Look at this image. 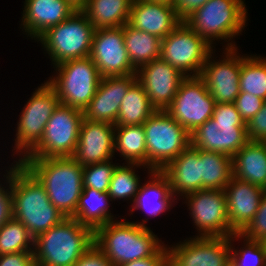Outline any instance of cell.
Returning a JSON list of instances; mask_svg holds the SVG:
<instances>
[{
	"instance_id": "31",
	"label": "cell",
	"mask_w": 266,
	"mask_h": 266,
	"mask_svg": "<svg viewBox=\"0 0 266 266\" xmlns=\"http://www.w3.org/2000/svg\"><path fill=\"white\" fill-rule=\"evenodd\" d=\"M114 152H119L125 164L147 167L146 135L143 125L115 126Z\"/></svg>"
},
{
	"instance_id": "5",
	"label": "cell",
	"mask_w": 266,
	"mask_h": 266,
	"mask_svg": "<svg viewBox=\"0 0 266 266\" xmlns=\"http://www.w3.org/2000/svg\"><path fill=\"white\" fill-rule=\"evenodd\" d=\"M246 8L244 0H209L183 21L210 46L214 47V41L221 39L228 40L224 48H237L232 39L240 36L247 26Z\"/></svg>"
},
{
	"instance_id": "37",
	"label": "cell",
	"mask_w": 266,
	"mask_h": 266,
	"mask_svg": "<svg viewBox=\"0 0 266 266\" xmlns=\"http://www.w3.org/2000/svg\"><path fill=\"white\" fill-rule=\"evenodd\" d=\"M118 164L113 163L110 159L105 162L83 166V188L108 192L112 173Z\"/></svg>"
},
{
	"instance_id": "38",
	"label": "cell",
	"mask_w": 266,
	"mask_h": 266,
	"mask_svg": "<svg viewBox=\"0 0 266 266\" xmlns=\"http://www.w3.org/2000/svg\"><path fill=\"white\" fill-rule=\"evenodd\" d=\"M239 234L249 241L266 243V191L261 198L254 218Z\"/></svg>"
},
{
	"instance_id": "21",
	"label": "cell",
	"mask_w": 266,
	"mask_h": 266,
	"mask_svg": "<svg viewBox=\"0 0 266 266\" xmlns=\"http://www.w3.org/2000/svg\"><path fill=\"white\" fill-rule=\"evenodd\" d=\"M182 20L172 3L156 0H133L128 24L164 39Z\"/></svg>"
},
{
	"instance_id": "7",
	"label": "cell",
	"mask_w": 266,
	"mask_h": 266,
	"mask_svg": "<svg viewBox=\"0 0 266 266\" xmlns=\"http://www.w3.org/2000/svg\"><path fill=\"white\" fill-rule=\"evenodd\" d=\"M94 32L95 28L85 13L75 11L36 40L40 41L54 67L67 60L89 57Z\"/></svg>"
},
{
	"instance_id": "28",
	"label": "cell",
	"mask_w": 266,
	"mask_h": 266,
	"mask_svg": "<svg viewBox=\"0 0 266 266\" xmlns=\"http://www.w3.org/2000/svg\"><path fill=\"white\" fill-rule=\"evenodd\" d=\"M133 0H89L82 10L95 29L118 28L129 21Z\"/></svg>"
},
{
	"instance_id": "27",
	"label": "cell",
	"mask_w": 266,
	"mask_h": 266,
	"mask_svg": "<svg viewBox=\"0 0 266 266\" xmlns=\"http://www.w3.org/2000/svg\"><path fill=\"white\" fill-rule=\"evenodd\" d=\"M108 192H99L92 188H83L79 202L72 218L80 224L88 226L93 231L98 227L115 221V216L111 213V205Z\"/></svg>"
},
{
	"instance_id": "6",
	"label": "cell",
	"mask_w": 266,
	"mask_h": 266,
	"mask_svg": "<svg viewBox=\"0 0 266 266\" xmlns=\"http://www.w3.org/2000/svg\"><path fill=\"white\" fill-rule=\"evenodd\" d=\"M191 145L233 157L249 140L234 103L215 104L212 117L191 134Z\"/></svg>"
},
{
	"instance_id": "12",
	"label": "cell",
	"mask_w": 266,
	"mask_h": 266,
	"mask_svg": "<svg viewBox=\"0 0 266 266\" xmlns=\"http://www.w3.org/2000/svg\"><path fill=\"white\" fill-rule=\"evenodd\" d=\"M212 50L210 44L182 21L162 39L160 58L186 77L199 76Z\"/></svg>"
},
{
	"instance_id": "43",
	"label": "cell",
	"mask_w": 266,
	"mask_h": 266,
	"mask_svg": "<svg viewBox=\"0 0 266 266\" xmlns=\"http://www.w3.org/2000/svg\"><path fill=\"white\" fill-rule=\"evenodd\" d=\"M0 266H35L33 251L0 255Z\"/></svg>"
},
{
	"instance_id": "8",
	"label": "cell",
	"mask_w": 266,
	"mask_h": 266,
	"mask_svg": "<svg viewBox=\"0 0 266 266\" xmlns=\"http://www.w3.org/2000/svg\"><path fill=\"white\" fill-rule=\"evenodd\" d=\"M53 68L56 75L50 76L46 82L55 90L60 104L83 111L102 78L93 60L90 57L72 59Z\"/></svg>"
},
{
	"instance_id": "10",
	"label": "cell",
	"mask_w": 266,
	"mask_h": 266,
	"mask_svg": "<svg viewBox=\"0 0 266 266\" xmlns=\"http://www.w3.org/2000/svg\"><path fill=\"white\" fill-rule=\"evenodd\" d=\"M26 102L17 122L14 139L13 150L19 155L18 162L39 143L48 120L60 104L55 90L45 81Z\"/></svg>"
},
{
	"instance_id": "35",
	"label": "cell",
	"mask_w": 266,
	"mask_h": 266,
	"mask_svg": "<svg viewBox=\"0 0 266 266\" xmlns=\"http://www.w3.org/2000/svg\"><path fill=\"white\" fill-rule=\"evenodd\" d=\"M34 251V238L27 228L12 217L0 228V255Z\"/></svg>"
},
{
	"instance_id": "22",
	"label": "cell",
	"mask_w": 266,
	"mask_h": 266,
	"mask_svg": "<svg viewBox=\"0 0 266 266\" xmlns=\"http://www.w3.org/2000/svg\"><path fill=\"white\" fill-rule=\"evenodd\" d=\"M224 191L230 226L240 233L254 218L266 190L232 176Z\"/></svg>"
},
{
	"instance_id": "40",
	"label": "cell",
	"mask_w": 266,
	"mask_h": 266,
	"mask_svg": "<svg viewBox=\"0 0 266 266\" xmlns=\"http://www.w3.org/2000/svg\"><path fill=\"white\" fill-rule=\"evenodd\" d=\"M9 170L6 169L4 174V185L0 183V228L13 217L12 194H11V179H10V165Z\"/></svg>"
},
{
	"instance_id": "14",
	"label": "cell",
	"mask_w": 266,
	"mask_h": 266,
	"mask_svg": "<svg viewBox=\"0 0 266 266\" xmlns=\"http://www.w3.org/2000/svg\"><path fill=\"white\" fill-rule=\"evenodd\" d=\"M215 104L204 81L188 76L165 111L191 134L212 117Z\"/></svg>"
},
{
	"instance_id": "15",
	"label": "cell",
	"mask_w": 266,
	"mask_h": 266,
	"mask_svg": "<svg viewBox=\"0 0 266 266\" xmlns=\"http://www.w3.org/2000/svg\"><path fill=\"white\" fill-rule=\"evenodd\" d=\"M215 51L208 54L199 77L216 104L234 103L240 93L241 54L238 47L225 48L222 52L225 55H221L224 58L215 60L212 56Z\"/></svg>"
},
{
	"instance_id": "45",
	"label": "cell",
	"mask_w": 266,
	"mask_h": 266,
	"mask_svg": "<svg viewBox=\"0 0 266 266\" xmlns=\"http://www.w3.org/2000/svg\"><path fill=\"white\" fill-rule=\"evenodd\" d=\"M209 0H174L173 6L176 14L183 21L193 11L205 5Z\"/></svg>"
},
{
	"instance_id": "3",
	"label": "cell",
	"mask_w": 266,
	"mask_h": 266,
	"mask_svg": "<svg viewBox=\"0 0 266 266\" xmlns=\"http://www.w3.org/2000/svg\"><path fill=\"white\" fill-rule=\"evenodd\" d=\"M147 221L108 222L94 231V244L114 266L151 257L164 243L147 227Z\"/></svg>"
},
{
	"instance_id": "46",
	"label": "cell",
	"mask_w": 266,
	"mask_h": 266,
	"mask_svg": "<svg viewBox=\"0 0 266 266\" xmlns=\"http://www.w3.org/2000/svg\"><path fill=\"white\" fill-rule=\"evenodd\" d=\"M75 11H82L88 4L89 0H66Z\"/></svg>"
},
{
	"instance_id": "25",
	"label": "cell",
	"mask_w": 266,
	"mask_h": 266,
	"mask_svg": "<svg viewBox=\"0 0 266 266\" xmlns=\"http://www.w3.org/2000/svg\"><path fill=\"white\" fill-rule=\"evenodd\" d=\"M145 182L144 185H140L131 204L129 209L131 214L139 209L150 217H157L174 207L175 200L177 203L179 198L171 192L170 181L162 171L152 170L149 173V180Z\"/></svg>"
},
{
	"instance_id": "44",
	"label": "cell",
	"mask_w": 266,
	"mask_h": 266,
	"mask_svg": "<svg viewBox=\"0 0 266 266\" xmlns=\"http://www.w3.org/2000/svg\"><path fill=\"white\" fill-rule=\"evenodd\" d=\"M119 266H168V246L164 244L151 257L138 259Z\"/></svg>"
},
{
	"instance_id": "17",
	"label": "cell",
	"mask_w": 266,
	"mask_h": 266,
	"mask_svg": "<svg viewBox=\"0 0 266 266\" xmlns=\"http://www.w3.org/2000/svg\"><path fill=\"white\" fill-rule=\"evenodd\" d=\"M89 57L102 77L136 74L125 47L123 26L95 29Z\"/></svg>"
},
{
	"instance_id": "32",
	"label": "cell",
	"mask_w": 266,
	"mask_h": 266,
	"mask_svg": "<svg viewBox=\"0 0 266 266\" xmlns=\"http://www.w3.org/2000/svg\"><path fill=\"white\" fill-rule=\"evenodd\" d=\"M201 190H224L233 176L232 157L200 149Z\"/></svg>"
},
{
	"instance_id": "30",
	"label": "cell",
	"mask_w": 266,
	"mask_h": 266,
	"mask_svg": "<svg viewBox=\"0 0 266 266\" xmlns=\"http://www.w3.org/2000/svg\"><path fill=\"white\" fill-rule=\"evenodd\" d=\"M155 111L144 87L136 80L122 99L115 126L143 125Z\"/></svg>"
},
{
	"instance_id": "16",
	"label": "cell",
	"mask_w": 266,
	"mask_h": 266,
	"mask_svg": "<svg viewBox=\"0 0 266 266\" xmlns=\"http://www.w3.org/2000/svg\"><path fill=\"white\" fill-rule=\"evenodd\" d=\"M229 237L186 238L168 246V266H230Z\"/></svg>"
},
{
	"instance_id": "42",
	"label": "cell",
	"mask_w": 266,
	"mask_h": 266,
	"mask_svg": "<svg viewBox=\"0 0 266 266\" xmlns=\"http://www.w3.org/2000/svg\"><path fill=\"white\" fill-rule=\"evenodd\" d=\"M73 266H114L104 253L94 244Z\"/></svg>"
},
{
	"instance_id": "33",
	"label": "cell",
	"mask_w": 266,
	"mask_h": 266,
	"mask_svg": "<svg viewBox=\"0 0 266 266\" xmlns=\"http://www.w3.org/2000/svg\"><path fill=\"white\" fill-rule=\"evenodd\" d=\"M240 92L266 100V57L241 55Z\"/></svg>"
},
{
	"instance_id": "36",
	"label": "cell",
	"mask_w": 266,
	"mask_h": 266,
	"mask_svg": "<svg viewBox=\"0 0 266 266\" xmlns=\"http://www.w3.org/2000/svg\"><path fill=\"white\" fill-rule=\"evenodd\" d=\"M243 239V247L235 248L234 242ZM230 240V266H264L266 263V243L249 241L239 233L229 237ZM245 242V243H244Z\"/></svg>"
},
{
	"instance_id": "29",
	"label": "cell",
	"mask_w": 266,
	"mask_h": 266,
	"mask_svg": "<svg viewBox=\"0 0 266 266\" xmlns=\"http://www.w3.org/2000/svg\"><path fill=\"white\" fill-rule=\"evenodd\" d=\"M123 33L130 63L136 70L144 64L160 58L162 39L145 31L137 30L128 23L123 26Z\"/></svg>"
},
{
	"instance_id": "20",
	"label": "cell",
	"mask_w": 266,
	"mask_h": 266,
	"mask_svg": "<svg viewBox=\"0 0 266 266\" xmlns=\"http://www.w3.org/2000/svg\"><path fill=\"white\" fill-rule=\"evenodd\" d=\"M136 80V74L102 77L94 97L83 110L84 119L116 125L122 99Z\"/></svg>"
},
{
	"instance_id": "4",
	"label": "cell",
	"mask_w": 266,
	"mask_h": 266,
	"mask_svg": "<svg viewBox=\"0 0 266 266\" xmlns=\"http://www.w3.org/2000/svg\"><path fill=\"white\" fill-rule=\"evenodd\" d=\"M93 245L94 231L66 217L34 239L35 266H73Z\"/></svg>"
},
{
	"instance_id": "18",
	"label": "cell",
	"mask_w": 266,
	"mask_h": 266,
	"mask_svg": "<svg viewBox=\"0 0 266 266\" xmlns=\"http://www.w3.org/2000/svg\"><path fill=\"white\" fill-rule=\"evenodd\" d=\"M137 81L144 87L152 106L166 110L186 76L163 59L158 58L136 70Z\"/></svg>"
},
{
	"instance_id": "23",
	"label": "cell",
	"mask_w": 266,
	"mask_h": 266,
	"mask_svg": "<svg viewBox=\"0 0 266 266\" xmlns=\"http://www.w3.org/2000/svg\"><path fill=\"white\" fill-rule=\"evenodd\" d=\"M73 12L66 0H25L20 28L36 41L48 28L66 20Z\"/></svg>"
},
{
	"instance_id": "47",
	"label": "cell",
	"mask_w": 266,
	"mask_h": 266,
	"mask_svg": "<svg viewBox=\"0 0 266 266\" xmlns=\"http://www.w3.org/2000/svg\"><path fill=\"white\" fill-rule=\"evenodd\" d=\"M156 1H165V2H169V3H173L174 0H156Z\"/></svg>"
},
{
	"instance_id": "26",
	"label": "cell",
	"mask_w": 266,
	"mask_h": 266,
	"mask_svg": "<svg viewBox=\"0 0 266 266\" xmlns=\"http://www.w3.org/2000/svg\"><path fill=\"white\" fill-rule=\"evenodd\" d=\"M233 176L266 189V142L248 141L232 157Z\"/></svg>"
},
{
	"instance_id": "19",
	"label": "cell",
	"mask_w": 266,
	"mask_h": 266,
	"mask_svg": "<svg viewBox=\"0 0 266 266\" xmlns=\"http://www.w3.org/2000/svg\"><path fill=\"white\" fill-rule=\"evenodd\" d=\"M115 125L104 122H93L83 118L73 158L86 166L105 162L115 157Z\"/></svg>"
},
{
	"instance_id": "11",
	"label": "cell",
	"mask_w": 266,
	"mask_h": 266,
	"mask_svg": "<svg viewBox=\"0 0 266 266\" xmlns=\"http://www.w3.org/2000/svg\"><path fill=\"white\" fill-rule=\"evenodd\" d=\"M83 111L59 104L39 143L24 158L72 157L78 142Z\"/></svg>"
},
{
	"instance_id": "39",
	"label": "cell",
	"mask_w": 266,
	"mask_h": 266,
	"mask_svg": "<svg viewBox=\"0 0 266 266\" xmlns=\"http://www.w3.org/2000/svg\"><path fill=\"white\" fill-rule=\"evenodd\" d=\"M264 99L247 92H240L236 97L234 104L240 113L241 119L247 124L255 114L263 107Z\"/></svg>"
},
{
	"instance_id": "41",
	"label": "cell",
	"mask_w": 266,
	"mask_h": 266,
	"mask_svg": "<svg viewBox=\"0 0 266 266\" xmlns=\"http://www.w3.org/2000/svg\"><path fill=\"white\" fill-rule=\"evenodd\" d=\"M249 141L266 142V100L260 111L246 124Z\"/></svg>"
},
{
	"instance_id": "9",
	"label": "cell",
	"mask_w": 266,
	"mask_h": 266,
	"mask_svg": "<svg viewBox=\"0 0 266 266\" xmlns=\"http://www.w3.org/2000/svg\"><path fill=\"white\" fill-rule=\"evenodd\" d=\"M147 167L162 171L190 144V133L165 110H156L143 124Z\"/></svg>"
},
{
	"instance_id": "34",
	"label": "cell",
	"mask_w": 266,
	"mask_h": 266,
	"mask_svg": "<svg viewBox=\"0 0 266 266\" xmlns=\"http://www.w3.org/2000/svg\"><path fill=\"white\" fill-rule=\"evenodd\" d=\"M147 168L148 174L152 171L150 168L140 165V164H128L123 163L122 166L118 164L114 169L111 177V182L109 184L108 195L113 201L116 200H127L132 204L138 193L140 184V176H138L136 169Z\"/></svg>"
},
{
	"instance_id": "24",
	"label": "cell",
	"mask_w": 266,
	"mask_h": 266,
	"mask_svg": "<svg viewBox=\"0 0 266 266\" xmlns=\"http://www.w3.org/2000/svg\"><path fill=\"white\" fill-rule=\"evenodd\" d=\"M162 172L168 177L176 198L201 190L200 149L190 144Z\"/></svg>"
},
{
	"instance_id": "2",
	"label": "cell",
	"mask_w": 266,
	"mask_h": 266,
	"mask_svg": "<svg viewBox=\"0 0 266 266\" xmlns=\"http://www.w3.org/2000/svg\"><path fill=\"white\" fill-rule=\"evenodd\" d=\"M20 163L44 186L62 215L73 217L83 190V166L73 157L23 158Z\"/></svg>"
},
{
	"instance_id": "1",
	"label": "cell",
	"mask_w": 266,
	"mask_h": 266,
	"mask_svg": "<svg viewBox=\"0 0 266 266\" xmlns=\"http://www.w3.org/2000/svg\"><path fill=\"white\" fill-rule=\"evenodd\" d=\"M13 163L10 167L13 217L35 239L66 217L50 202L38 179L17 160Z\"/></svg>"
},
{
	"instance_id": "13",
	"label": "cell",
	"mask_w": 266,
	"mask_h": 266,
	"mask_svg": "<svg viewBox=\"0 0 266 266\" xmlns=\"http://www.w3.org/2000/svg\"><path fill=\"white\" fill-rule=\"evenodd\" d=\"M182 198H185L198 231L196 237H230L236 234L229 223L224 190L202 189Z\"/></svg>"
}]
</instances>
